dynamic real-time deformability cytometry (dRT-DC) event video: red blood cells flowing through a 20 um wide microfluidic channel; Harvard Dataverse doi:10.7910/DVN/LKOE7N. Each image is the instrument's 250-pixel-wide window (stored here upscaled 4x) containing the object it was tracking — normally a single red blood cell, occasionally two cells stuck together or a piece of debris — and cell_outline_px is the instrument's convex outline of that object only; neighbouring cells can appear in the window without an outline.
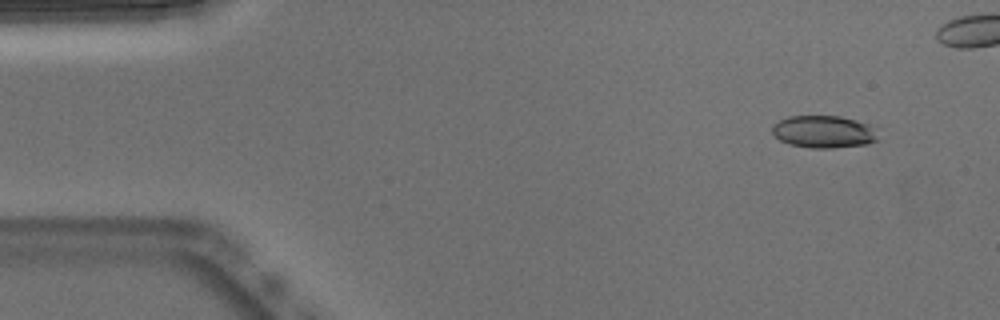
{"species": "Egyptian fruit bat (a non-hibernating species)", "species_latin": "Rousettus aegyptiacus", "temperature_condition": "warm", "stored_images_in_passage": 46, "camera_frame_rate_fps": 3000, "um_per_image_px": 0.085, "animal": {"sex": "male"}, "frame": {"image": 1, "passage_image": 5, "time_ms": 1.333, "image_size_px": [1000, 320], "cell_outline_px": [[880, 140], [868, 144], [832, 148], [812, 148], [788, 144], [780, 140], [772, 132], [772, 124], [788, 116], [840, 116], [856, 120], [868, 124], [872, 128]], "centroid_in_image_um": [70.0, 11.2], "position_along_channel_um": 15.0, "area_um2": 20.0}}
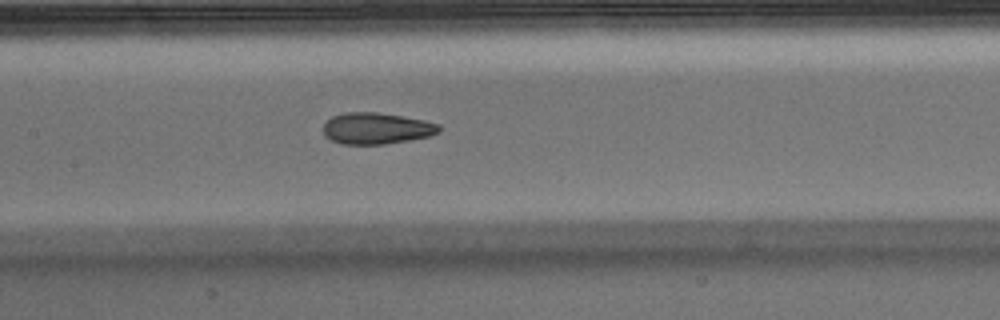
{"frame": {"image": 2, "passage_image": 25, "time_ms": 8.0, "image_size_px": [1000, 320], "cell_outline_px": [[440, 132], [428, 136], [412, 140], [384, 144], [340, 144], [324, 136], [324, 124], [332, 116], [344, 112], [376, 112], [424, 120], [440, 124]], "centroid_in_image_um": [32.0, 10.91], "position_along_channel_um": 175.4, "area_um2": 21.21}}
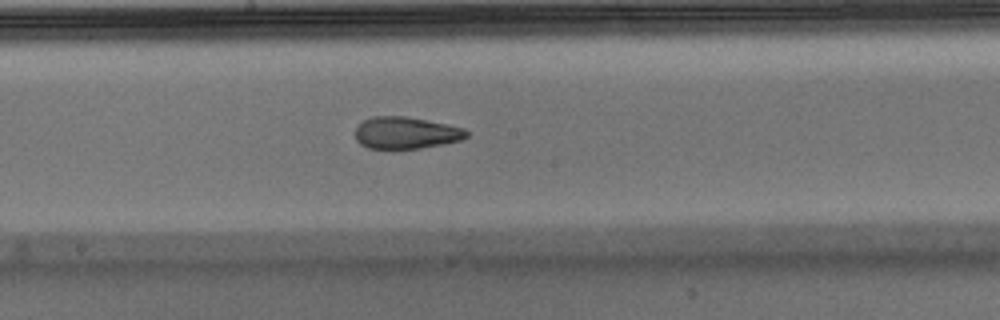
{"frame": {"image": 3, "passage_image": 28, "time_ms": 9.0, "image_size_px": [1000, 320], "cell_outline_px": [[468, 136], [464, 140], [444, 144], [420, 148], [368, 148], [360, 144], [356, 140], [356, 128], [364, 120], [372, 116], [404, 116], [464, 128], [468, 132]], "centroid_in_image_um": [34.52, 11.3], "position_along_channel_um": 213.7, "area_um2": 20.52}}